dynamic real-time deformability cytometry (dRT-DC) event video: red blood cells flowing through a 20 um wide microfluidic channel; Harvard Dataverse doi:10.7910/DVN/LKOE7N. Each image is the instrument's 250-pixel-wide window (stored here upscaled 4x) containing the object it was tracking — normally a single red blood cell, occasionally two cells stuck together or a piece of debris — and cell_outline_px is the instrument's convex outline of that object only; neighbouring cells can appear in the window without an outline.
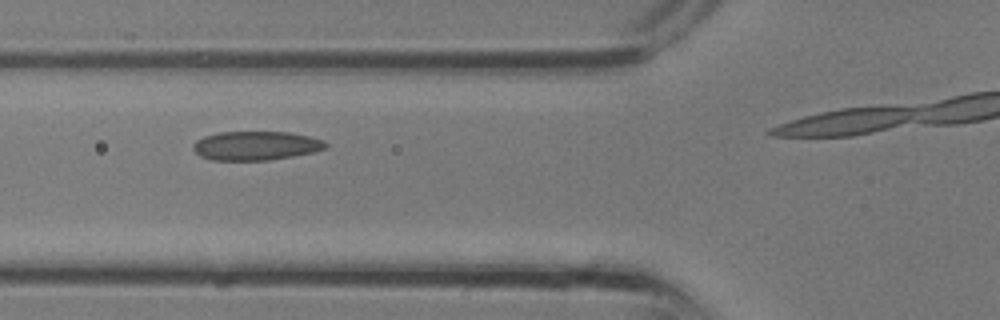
{"species": "common noctule bat (a hibernating species)", "species_latin": "Nyctalus noctula", "temperature_condition": "room temperature", "stored_images_in_passage": 10, "camera_frame_rate_fps": 3000, "um_per_image_px": 0.085, "animal": {"sex": "male", "body_mass_g": 13.3}, "frame": {"image": 1, "passage_image": 4, "time_ms": 1.0, "image_size_px": [1000, 320], "cell_outline_px": [[328, 148], [312, 152], [292, 156], [268, 160], [212, 160], [200, 156], [192, 148], [192, 144], [196, 140], [204, 136], [220, 132], [288, 132], [308, 136], [324, 140], [328, 144]], "centroid_in_image_um": [21.74, 12.38], "position_along_channel_um": 104.1, "area_um2": 22.37}}
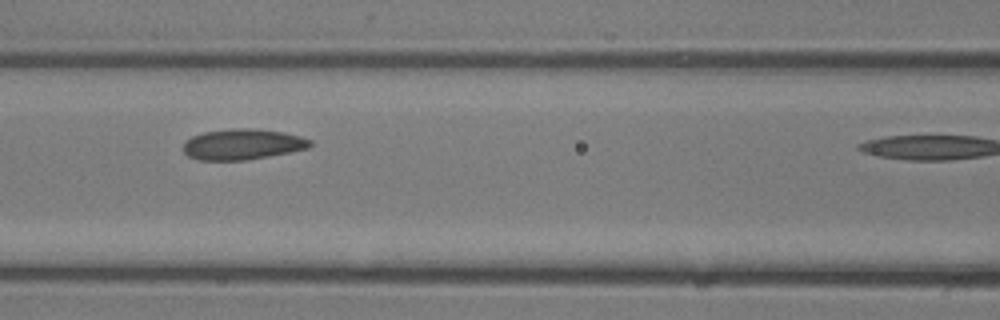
{"frame": {"image": 2, "passage_image": 6, "time_ms": 1.667, "image_size_px": [1000, 320], "cell_outline_px": [[312, 144], [308, 148], [248, 160], [196, 160], [188, 156], [184, 152], [184, 140], [192, 136], [204, 132], [232, 128], [252, 128], [284, 132], [300, 136], [312, 140]], "centroid_in_image_um": [20.59, 12.26], "position_along_channel_um": 146.0, "area_um2": 22.77}}
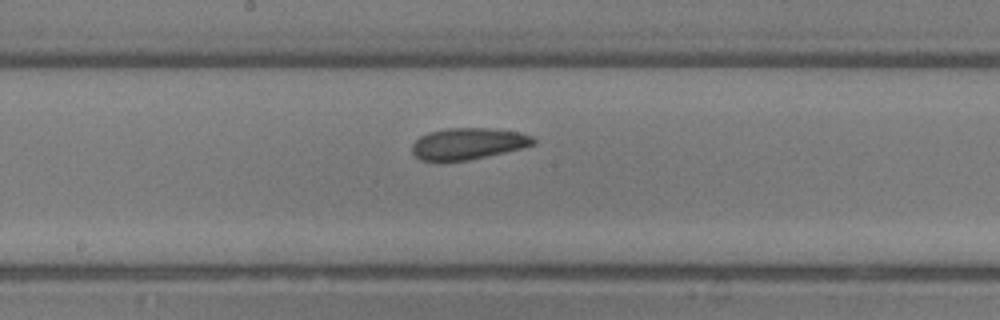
{"frame": {"image": 3, "passage_image": 9, "time_ms": 2.667, "image_size_px": [1000, 320], "cell_outline_px": [[536, 144], [524, 148], [468, 160], [420, 160], [412, 152], [412, 144], [420, 136], [428, 132], [444, 128], [488, 128], [520, 132], [532, 136], [536, 140]], "centroid_in_image_um": [39.82, 12.19], "position_along_channel_um": 208.4, "area_um2": 22.25}}